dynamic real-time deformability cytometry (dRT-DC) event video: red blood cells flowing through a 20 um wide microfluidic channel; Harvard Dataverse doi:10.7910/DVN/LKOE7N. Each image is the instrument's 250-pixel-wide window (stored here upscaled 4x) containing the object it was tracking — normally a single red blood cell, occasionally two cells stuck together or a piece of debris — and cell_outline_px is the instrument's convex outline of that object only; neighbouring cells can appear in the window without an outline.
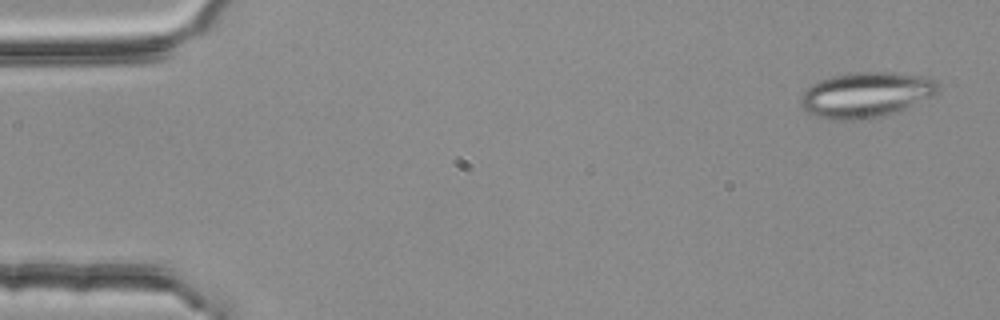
{"species": "common noctule bat (a hibernating species)", "species_latin": "Nyctalus noctula", "temperature_condition": "room temperature", "stored_images_in_passage": 4, "camera_frame_rate_fps": 3000, "um_per_image_px": 0.085, "animal": {"sex": "female", "body_mass_g": 25.1}, "frame": {"image": 1, "passage_image": 1, "time_ms": 0.0, "image_size_px": [1000, 320], "cell_outline_px": [[940, 88], [932, 96], [904, 108], [868, 120], [828, 120], [816, 116], [808, 112], [800, 104], [800, 96], [812, 84], [820, 80], [832, 76], [856, 72], [892, 72], [928, 76], [936, 80], [940, 84]], "centroid_in_image_um": [73.61, 8.05], "position_along_channel_um": 11.4, "area_um2": 36.36}}